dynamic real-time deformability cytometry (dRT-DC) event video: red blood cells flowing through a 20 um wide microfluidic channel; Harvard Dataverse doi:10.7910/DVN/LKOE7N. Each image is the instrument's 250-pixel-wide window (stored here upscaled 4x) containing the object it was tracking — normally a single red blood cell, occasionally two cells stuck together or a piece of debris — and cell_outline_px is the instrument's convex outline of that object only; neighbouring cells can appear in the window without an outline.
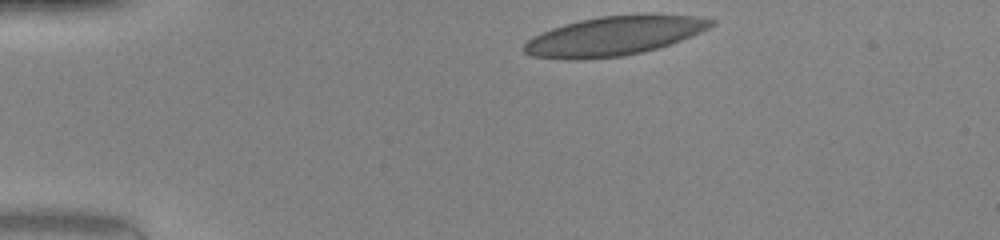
{"species": "human", "species_latin": "Homo sapiens", "temperature_condition": "warm", "stored_images_in_passage": 33, "camera_frame_rate_fps": 3000, "um_per_image_px": 0.085, "donor": {"sex": "female"}, "frame": {"image": 1, "passage_image": 1, "time_ms": 0.0, "image_size_px": [1000, 240], "cell_outline_px": [[716, 24], [700, 32], [672, 44], [660, 48], [624, 56], [580, 60], [572, 60], [532, 56], [524, 52], [520, 48], [532, 36], [552, 28], [564, 24], [580, 20], [600, 16], [652, 12], [704, 16], [716, 20]], "centroid_in_image_um": [52.27, 3.02], "position_along_channel_um": 32.7, "area_um2": 43.93}}
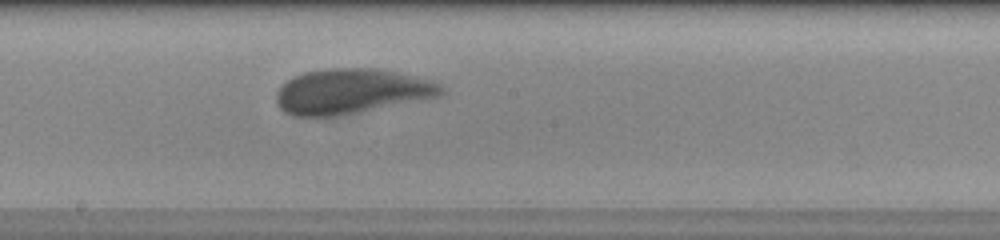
{"frame": {"image": 2, "passage_image": 19, "time_ms": 6.0, "image_size_px": [1000, 240], "cell_outline_px": [[444, 92], [440, 96], [336, 116], [292, 116], [284, 112], [276, 104], [276, 92], [292, 76], [304, 72], [332, 68], [376, 68], [432, 80], [440, 84], [444, 88]], "centroid_in_image_um": [29.84, 7.76], "position_along_channel_um": 218.4, "area_um2": 43.0}}
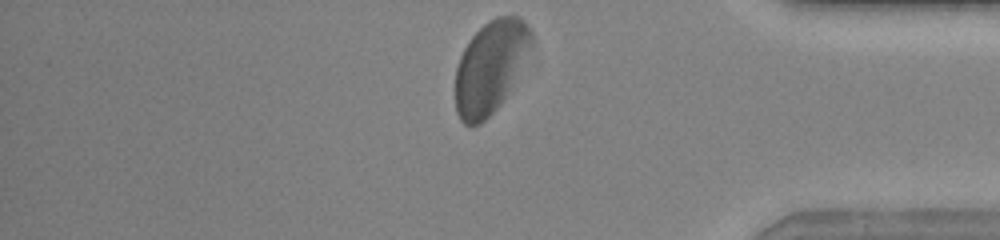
{"frame": {"image": 3, "passage_image": 33, "time_ms": 10.667, "image_size_px": [1000, 240], "cell_outline_px": [[532, 44], [508, 92], [500, 104], [480, 124], [464, 124], [460, 120], [456, 112], [456, 68], [460, 56], [464, 48], [472, 36], [488, 20], [496, 16], [520, 16], [524, 20], [532, 32]], "centroid_in_image_um": [41.67, 5.66], "position_along_channel_um": 393.5, "area_um2": 40.34}, "authors_computed_cell_mechanics": {"area_um2": 43.0032, "velocity_mm_per_s": 4.1496, "shape_relaxation_time_tau1_ms": 2.6008, "shape_relaxation_time_tau2_ms": 0.7969, "deformation_change_tau1": 0.1268, "deformation_change_tau2": 0.0705}}